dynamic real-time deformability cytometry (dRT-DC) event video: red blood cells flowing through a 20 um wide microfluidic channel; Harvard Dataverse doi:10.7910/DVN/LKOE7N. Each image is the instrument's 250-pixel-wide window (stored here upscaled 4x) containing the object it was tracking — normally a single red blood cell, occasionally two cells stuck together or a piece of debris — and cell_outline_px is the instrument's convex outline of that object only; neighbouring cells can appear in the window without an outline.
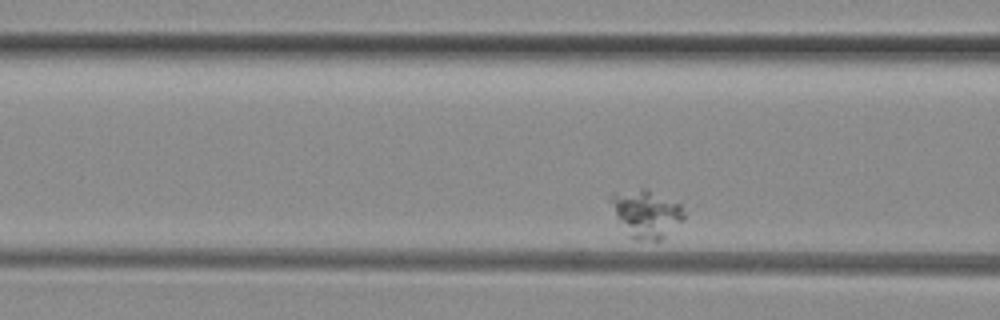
{"species": "common noctule bat (a hibernating species)", "species_latin": "Nyctalus noctula", "temperature_condition": "room temperature", "stored_images_in_passage": 48, "camera_frame_rate_fps": 3000, "um_per_image_px": 0.085, "animal": {"sex": "female", "body_mass_g": 29.2, "forearm_length_mm": 56.3}, "frame": {"image": 1, "passage_image": 14, "time_ms": 4.333, "image_size_px": [1000, 320], "cell_outline_px": [[684, 216], [660, 240], [636, 240], [632, 236], [616, 216], [608, 200], [612, 192], [640, 188], [648, 188], [680, 204], [684, 212]], "centroid_in_image_um": [54.89, 18.09], "position_along_channel_um": 111.7, "area_um2": 19.88}}